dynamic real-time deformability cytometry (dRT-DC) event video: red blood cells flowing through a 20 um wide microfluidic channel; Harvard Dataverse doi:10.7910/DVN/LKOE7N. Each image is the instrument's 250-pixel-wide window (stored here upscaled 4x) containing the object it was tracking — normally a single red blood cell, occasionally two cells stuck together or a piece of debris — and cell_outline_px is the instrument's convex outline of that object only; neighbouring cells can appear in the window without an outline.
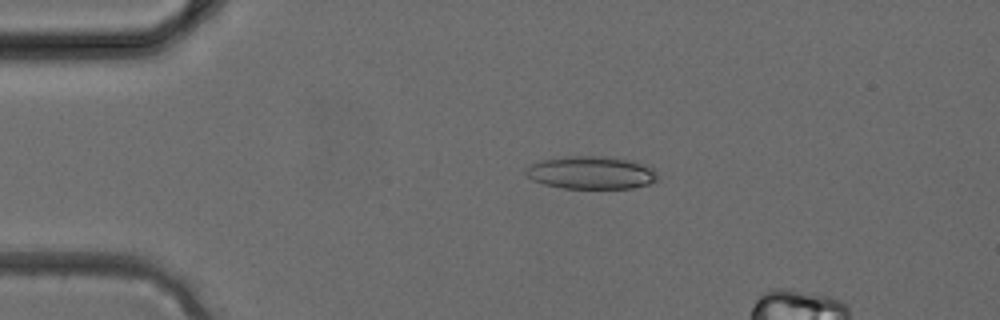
{"species": "common noctule bat (a hibernating species)", "species_latin": "Nyctalus noctula", "temperature_condition": "cold", "stored_images_in_passage": 4, "camera_frame_rate_fps": 3000, "um_per_image_px": 0.085, "animal": {"sex": "female", "body_mass_g": 24.6, "forearm_length_mm": 56.2}, "frame": {"image": 1, "passage_image": 2, "time_ms": 0.333, "image_size_px": [1000, 320], "cell_outline_px": [[656, 180], [648, 184], [632, 188], [564, 188], [544, 184], [532, 180], [524, 172], [524, 168], [528, 164], [540, 160], [564, 156], [612, 156], [632, 160], [644, 164], [652, 168], [656, 172]], "centroid_in_image_um": [50.2, 14.65], "position_along_channel_um": 34.8, "area_um2": 25.49}}